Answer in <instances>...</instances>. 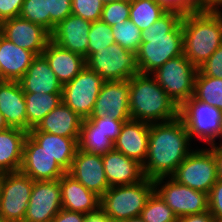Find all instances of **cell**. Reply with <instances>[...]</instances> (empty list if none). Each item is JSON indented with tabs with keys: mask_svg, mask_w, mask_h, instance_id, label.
Segmentation results:
<instances>
[{
	"mask_svg": "<svg viewBox=\"0 0 222 222\" xmlns=\"http://www.w3.org/2000/svg\"><path fill=\"white\" fill-rule=\"evenodd\" d=\"M41 55L62 86L74 79L86 67V59L83 56L59 46L51 39Z\"/></svg>",
	"mask_w": 222,
	"mask_h": 222,
	"instance_id": "cell-22",
	"label": "cell"
},
{
	"mask_svg": "<svg viewBox=\"0 0 222 222\" xmlns=\"http://www.w3.org/2000/svg\"><path fill=\"white\" fill-rule=\"evenodd\" d=\"M115 43L136 53L142 43L141 30L130 20L111 26Z\"/></svg>",
	"mask_w": 222,
	"mask_h": 222,
	"instance_id": "cell-34",
	"label": "cell"
},
{
	"mask_svg": "<svg viewBox=\"0 0 222 222\" xmlns=\"http://www.w3.org/2000/svg\"><path fill=\"white\" fill-rule=\"evenodd\" d=\"M178 183L209 194L219 179L211 148L192 150L171 176Z\"/></svg>",
	"mask_w": 222,
	"mask_h": 222,
	"instance_id": "cell-8",
	"label": "cell"
},
{
	"mask_svg": "<svg viewBox=\"0 0 222 222\" xmlns=\"http://www.w3.org/2000/svg\"><path fill=\"white\" fill-rule=\"evenodd\" d=\"M182 18L180 13L166 12L141 31L142 43L136 52L141 74H152L171 58L183 54Z\"/></svg>",
	"mask_w": 222,
	"mask_h": 222,
	"instance_id": "cell-2",
	"label": "cell"
},
{
	"mask_svg": "<svg viewBox=\"0 0 222 222\" xmlns=\"http://www.w3.org/2000/svg\"><path fill=\"white\" fill-rule=\"evenodd\" d=\"M166 12L180 13L182 16L201 12L202 0H155Z\"/></svg>",
	"mask_w": 222,
	"mask_h": 222,
	"instance_id": "cell-39",
	"label": "cell"
},
{
	"mask_svg": "<svg viewBox=\"0 0 222 222\" xmlns=\"http://www.w3.org/2000/svg\"><path fill=\"white\" fill-rule=\"evenodd\" d=\"M28 135L54 157L66 172L70 169L80 137H62L41 131H29Z\"/></svg>",
	"mask_w": 222,
	"mask_h": 222,
	"instance_id": "cell-27",
	"label": "cell"
},
{
	"mask_svg": "<svg viewBox=\"0 0 222 222\" xmlns=\"http://www.w3.org/2000/svg\"><path fill=\"white\" fill-rule=\"evenodd\" d=\"M140 217L145 222H177L178 220L173 210L155 191L148 198Z\"/></svg>",
	"mask_w": 222,
	"mask_h": 222,
	"instance_id": "cell-33",
	"label": "cell"
},
{
	"mask_svg": "<svg viewBox=\"0 0 222 222\" xmlns=\"http://www.w3.org/2000/svg\"><path fill=\"white\" fill-rule=\"evenodd\" d=\"M117 1H121V0H102L104 5L108 3H112V2H117Z\"/></svg>",
	"mask_w": 222,
	"mask_h": 222,
	"instance_id": "cell-52",
	"label": "cell"
},
{
	"mask_svg": "<svg viewBox=\"0 0 222 222\" xmlns=\"http://www.w3.org/2000/svg\"><path fill=\"white\" fill-rule=\"evenodd\" d=\"M67 173L99 197L110 188L105 176L102 155L87 153L78 148Z\"/></svg>",
	"mask_w": 222,
	"mask_h": 222,
	"instance_id": "cell-17",
	"label": "cell"
},
{
	"mask_svg": "<svg viewBox=\"0 0 222 222\" xmlns=\"http://www.w3.org/2000/svg\"><path fill=\"white\" fill-rule=\"evenodd\" d=\"M33 184L20 171L0 174V215L7 222H24Z\"/></svg>",
	"mask_w": 222,
	"mask_h": 222,
	"instance_id": "cell-10",
	"label": "cell"
},
{
	"mask_svg": "<svg viewBox=\"0 0 222 222\" xmlns=\"http://www.w3.org/2000/svg\"><path fill=\"white\" fill-rule=\"evenodd\" d=\"M153 192L154 180L147 177L135 184L111 186L100 197V210L113 222L138 217Z\"/></svg>",
	"mask_w": 222,
	"mask_h": 222,
	"instance_id": "cell-5",
	"label": "cell"
},
{
	"mask_svg": "<svg viewBox=\"0 0 222 222\" xmlns=\"http://www.w3.org/2000/svg\"><path fill=\"white\" fill-rule=\"evenodd\" d=\"M103 7L102 0H72V14L90 22L100 20Z\"/></svg>",
	"mask_w": 222,
	"mask_h": 222,
	"instance_id": "cell-38",
	"label": "cell"
},
{
	"mask_svg": "<svg viewBox=\"0 0 222 222\" xmlns=\"http://www.w3.org/2000/svg\"><path fill=\"white\" fill-rule=\"evenodd\" d=\"M0 113L9 127L27 131L26 102L18 81L0 82Z\"/></svg>",
	"mask_w": 222,
	"mask_h": 222,
	"instance_id": "cell-24",
	"label": "cell"
},
{
	"mask_svg": "<svg viewBox=\"0 0 222 222\" xmlns=\"http://www.w3.org/2000/svg\"><path fill=\"white\" fill-rule=\"evenodd\" d=\"M87 214L61 209L50 222H86Z\"/></svg>",
	"mask_w": 222,
	"mask_h": 222,
	"instance_id": "cell-45",
	"label": "cell"
},
{
	"mask_svg": "<svg viewBox=\"0 0 222 222\" xmlns=\"http://www.w3.org/2000/svg\"><path fill=\"white\" fill-rule=\"evenodd\" d=\"M19 171L34 181L59 180L66 173L55 158L29 135L24 142L22 164Z\"/></svg>",
	"mask_w": 222,
	"mask_h": 222,
	"instance_id": "cell-16",
	"label": "cell"
},
{
	"mask_svg": "<svg viewBox=\"0 0 222 222\" xmlns=\"http://www.w3.org/2000/svg\"><path fill=\"white\" fill-rule=\"evenodd\" d=\"M183 53L198 69L222 44L221 10L201 11L183 16Z\"/></svg>",
	"mask_w": 222,
	"mask_h": 222,
	"instance_id": "cell-4",
	"label": "cell"
},
{
	"mask_svg": "<svg viewBox=\"0 0 222 222\" xmlns=\"http://www.w3.org/2000/svg\"><path fill=\"white\" fill-rule=\"evenodd\" d=\"M82 122L83 119L62 102L30 131H41L62 137H80Z\"/></svg>",
	"mask_w": 222,
	"mask_h": 222,
	"instance_id": "cell-26",
	"label": "cell"
},
{
	"mask_svg": "<svg viewBox=\"0 0 222 222\" xmlns=\"http://www.w3.org/2000/svg\"><path fill=\"white\" fill-rule=\"evenodd\" d=\"M27 135V131L15 127L0 131V174L20 170Z\"/></svg>",
	"mask_w": 222,
	"mask_h": 222,
	"instance_id": "cell-28",
	"label": "cell"
},
{
	"mask_svg": "<svg viewBox=\"0 0 222 222\" xmlns=\"http://www.w3.org/2000/svg\"><path fill=\"white\" fill-rule=\"evenodd\" d=\"M214 217L208 211L178 218L177 222H213Z\"/></svg>",
	"mask_w": 222,
	"mask_h": 222,
	"instance_id": "cell-46",
	"label": "cell"
},
{
	"mask_svg": "<svg viewBox=\"0 0 222 222\" xmlns=\"http://www.w3.org/2000/svg\"><path fill=\"white\" fill-rule=\"evenodd\" d=\"M210 148L213 150V154L215 156V160L217 162V174L218 178L222 179V146L215 143L211 145Z\"/></svg>",
	"mask_w": 222,
	"mask_h": 222,
	"instance_id": "cell-47",
	"label": "cell"
},
{
	"mask_svg": "<svg viewBox=\"0 0 222 222\" xmlns=\"http://www.w3.org/2000/svg\"><path fill=\"white\" fill-rule=\"evenodd\" d=\"M184 122L177 118L150 124L147 158L142 165L144 176L155 180L171 177L179 164L193 150Z\"/></svg>",
	"mask_w": 222,
	"mask_h": 222,
	"instance_id": "cell-1",
	"label": "cell"
},
{
	"mask_svg": "<svg viewBox=\"0 0 222 222\" xmlns=\"http://www.w3.org/2000/svg\"><path fill=\"white\" fill-rule=\"evenodd\" d=\"M18 82L24 93L62 94V84L42 55L32 60Z\"/></svg>",
	"mask_w": 222,
	"mask_h": 222,
	"instance_id": "cell-23",
	"label": "cell"
},
{
	"mask_svg": "<svg viewBox=\"0 0 222 222\" xmlns=\"http://www.w3.org/2000/svg\"><path fill=\"white\" fill-rule=\"evenodd\" d=\"M62 208L89 215L100 209V197L67 172L59 179Z\"/></svg>",
	"mask_w": 222,
	"mask_h": 222,
	"instance_id": "cell-21",
	"label": "cell"
},
{
	"mask_svg": "<svg viewBox=\"0 0 222 222\" xmlns=\"http://www.w3.org/2000/svg\"><path fill=\"white\" fill-rule=\"evenodd\" d=\"M198 70L205 76L222 78V44Z\"/></svg>",
	"mask_w": 222,
	"mask_h": 222,
	"instance_id": "cell-42",
	"label": "cell"
},
{
	"mask_svg": "<svg viewBox=\"0 0 222 222\" xmlns=\"http://www.w3.org/2000/svg\"><path fill=\"white\" fill-rule=\"evenodd\" d=\"M78 145L82 151L99 155L114 149V143L88 118L82 122Z\"/></svg>",
	"mask_w": 222,
	"mask_h": 222,
	"instance_id": "cell-30",
	"label": "cell"
},
{
	"mask_svg": "<svg viewBox=\"0 0 222 222\" xmlns=\"http://www.w3.org/2000/svg\"><path fill=\"white\" fill-rule=\"evenodd\" d=\"M50 13V34L55 27L72 14V0H47Z\"/></svg>",
	"mask_w": 222,
	"mask_h": 222,
	"instance_id": "cell-40",
	"label": "cell"
},
{
	"mask_svg": "<svg viewBox=\"0 0 222 222\" xmlns=\"http://www.w3.org/2000/svg\"><path fill=\"white\" fill-rule=\"evenodd\" d=\"M0 222H7V221L0 215Z\"/></svg>",
	"mask_w": 222,
	"mask_h": 222,
	"instance_id": "cell-54",
	"label": "cell"
},
{
	"mask_svg": "<svg viewBox=\"0 0 222 222\" xmlns=\"http://www.w3.org/2000/svg\"><path fill=\"white\" fill-rule=\"evenodd\" d=\"M24 0H0V23L20 15Z\"/></svg>",
	"mask_w": 222,
	"mask_h": 222,
	"instance_id": "cell-44",
	"label": "cell"
},
{
	"mask_svg": "<svg viewBox=\"0 0 222 222\" xmlns=\"http://www.w3.org/2000/svg\"><path fill=\"white\" fill-rule=\"evenodd\" d=\"M91 24L92 22L71 14L55 27L51 40L87 60Z\"/></svg>",
	"mask_w": 222,
	"mask_h": 222,
	"instance_id": "cell-19",
	"label": "cell"
},
{
	"mask_svg": "<svg viewBox=\"0 0 222 222\" xmlns=\"http://www.w3.org/2000/svg\"><path fill=\"white\" fill-rule=\"evenodd\" d=\"M131 120L159 123L179 116V107L151 74H136L129 79Z\"/></svg>",
	"mask_w": 222,
	"mask_h": 222,
	"instance_id": "cell-3",
	"label": "cell"
},
{
	"mask_svg": "<svg viewBox=\"0 0 222 222\" xmlns=\"http://www.w3.org/2000/svg\"><path fill=\"white\" fill-rule=\"evenodd\" d=\"M165 13L166 11L155 0L130 1L129 20L141 31L148 29Z\"/></svg>",
	"mask_w": 222,
	"mask_h": 222,
	"instance_id": "cell-31",
	"label": "cell"
},
{
	"mask_svg": "<svg viewBox=\"0 0 222 222\" xmlns=\"http://www.w3.org/2000/svg\"><path fill=\"white\" fill-rule=\"evenodd\" d=\"M88 37L87 59L94 52H99L115 43L111 26L101 20L92 22Z\"/></svg>",
	"mask_w": 222,
	"mask_h": 222,
	"instance_id": "cell-35",
	"label": "cell"
},
{
	"mask_svg": "<svg viewBox=\"0 0 222 222\" xmlns=\"http://www.w3.org/2000/svg\"><path fill=\"white\" fill-rule=\"evenodd\" d=\"M27 132L35 128L54 108L62 103V94L24 93Z\"/></svg>",
	"mask_w": 222,
	"mask_h": 222,
	"instance_id": "cell-29",
	"label": "cell"
},
{
	"mask_svg": "<svg viewBox=\"0 0 222 222\" xmlns=\"http://www.w3.org/2000/svg\"><path fill=\"white\" fill-rule=\"evenodd\" d=\"M19 16L41 25L50 33V13H48L47 0H24Z\"/></svg>",
	"mask_w": 222,
	"mask_h": 222,
	"instance_id": "cell-36",
	"label": "cell"
},
{
	"mask_svg": "<svg viewBox=\"0 0 222 222\" xmlns=\"http://www.w3.org/2000/svg\"><path fill=\"white\" fill-rule=\"evenodd\" d=\"M61 209L59 180L34 181L24 222H50Z\"/></svg>",
	"mask_w": 222,
	"mask_h": 222,
	"instance_id": "cell-13",
	"label": "cell"
},
{
	"mask_svg": "<svg viewBox=\"0 0 222 222\" xmlns=\"http://www.w3.org/2000/svg\"><path fill=\"white\" fill-rule=\"evenodd\" d=\"M209 212L213 217L222 218V179H218L209 194Z\"/></svg>",
	"mask_w": 222,
	"mask_h": 222,
	"instance_id": "cell-43",
	"label": "cell"
},
{
	"mask_svg": "<svg viewBox=\"0 0 222 222\" xmlns=\"http://www.w3.org/2000/svg\"><path fill=\"white\" fill-rule=\"evenodd\" d=\"M36 55L22 49L0 33V79L19 81Z\"/></svg>",
	"mask_w": 222,
	"mask_h": 222,
	"instance_id": "cell-25",
	"label": "cell"
},
{
	"mask_svg": "<svg viewBox=\"0 0 222 222\" xmlns=\"http://www.w3.org/2000/svg\"><path fill=\"white\" fill-rule=\"evenodd\" d=\"M86 222H113L100 209L97 212L87 215Z\"/></svg>",
	"mask_w": 222,
	"mask_h": 222,
	"instance_id": "cell-48",
	"label": "cell"
},
{
	"mask_svg": "<svg viewBox=\"0 0 222 222\" xmlns=\"http://www.w3.org/2000/svg\"><path fill=\"white\" fill-rule=\"evenodd\" d=\"M88 119H90L97 126V130L105 134V136L108 137L113 143L117 139L122 125L124 122H126L110 116Z\"/></svg>",
	"mask_w": 222,
	"mask_h": 222,
	"instance_id": "cell-41",
	"label": "cell"
},
{
	"mask_svg": "<svg viewBox=\"0 0 222 222\" xmlns=\"http://www.w3.org/2000/svg\"><path fill=\"white\" fill-rule=\"evenodd\" d=\"M102 162L110 187L135 184L145 178L142 164L114 149L102 155Z\"/></svg>",
	"mask_w": 222,
	"mask_h": 222,
	"instance_id": "cell-20",
	"label": "cell"
},
{
	"mask_svg": "<svg viewBox=\"0 0 222 222\" xmlns=\"http://www.w3.org/2000/svg\"><path fill=\"white\" fill-rule=\"evenodd\" d=\"M119 222H145V221L140 216H138V217L128 218L126 220H122Z\"/></svg>",
	"mask_w": 222,
	"mask_h": 222,
	"instance_id": "cell-51",
	"label": "cell"
},
{
	"mask_svg": "<svg viewBox=\"0 0 222 222\" xmlns=\"http://www.w3.org/2000/svg\"><path fill=\"white\" fill-rule=\"evenodd\" d=\"M213 222H222V218L214 217Z\"/></svg>",
	"mask_w": 222,
	"mask_h": 222,
	"instance_id": "cell-53",
	"label": "cell"
},
{
	"mask_svg": "<svg viewBox=\"0 0 222 222\" xmlns=\"http://www.w3.org/2000/svg\"><path fill=\"white\" fill-rule=\"evenodd\" d=\"M150 123L129 120L124 122L114 141V150L144 164L148 154Z\"/></svg>",
	"mask_w": 222,
	"mask_h": 222,
	"instance_id": "cell-18",
	"label": "cell"
},
{
	"mask_svg": "<svg viewBox=\"0 0 222 222\" xmlns=\"http://www.w3.org/2000/svg\"><path fill=\"white\" fill-rule=\"evenodd\" d=\"M104 79L87 66L70 82L63 85L62 102L83 120L91 116Z\"/></svg>",
	"mask_w": 222,
	"mask_h": 222,
	"instance_id": "cell-12",
	"label": "cell"
},
{
	"mask_svg": "<svg viewBox=\"0 0 222 222\" xmlns=\"http://www.w3.org/2000/svg\"><path fill=\"white\" fill-rule=\"evenodd\" d=\"M179 117L190 139L197 137L208 145H214L216 138L222 137V110L194 96L179 107Z\"/></svg>",
	"mask_w": 222,
	"mask_h": 222,
	"instance_id": "cell-6",
	"label": "cell"
},
{
	"mask_svg": "<svg viewBox=\"0 0 222 222\" xmlns=\"http://www.w3.org/2000/svg\"><path fill=\"white\" fill-rule=\"evenodd\" d=\"M198 69L184 56L171 58L151 75L174 103L180 107L194 96Z\"/></svg>",
	"mask_w": 222,
	"mask_h": 222,
	"instance_id": "cell-7",
	"label": "cell"
},
{
	"mask_svg": "<svg viewBox=\"0 0 222 222\" xmlns=\"http://www.w3.org/2000/svg\"><path fill=\"white\" fill-rule=\"evenodd\" d=\"M86 66L105 81H124L140 74L136 53L124 49L117 43L94 52L86 60Z\"/></svg>",
	"mask_w": 222,
	"mask_h": 222,
	"instance_id": "cell-9",
	"label": "cell"
},
{
	"mask_svg": "<svg viewBox=\"0 0 222 222\" xmlns=\"http://www.w3.org/2000/svg\"><path fill=\"white\" fill-rule=\"evenodd\" d=\"M194 97L222 110V78L205 76L198 70L195 76Z\"/></svg>",
	"mask_w": 222,
	"mask_h": 222,
	"instance_id": "cell-32",
	"label": "cell"
},
{
	"mask_svg": "<svg viewBox=\"0 0 222 222\" xmlns=\"http://www.w3.org/2000/svg\"><path fill=\"white\" fill-rule=\"evenodd\" d=\"M154 180V191L173 210L177 218L209 210L208 194L178 183L172 177ZM163 183V185H162Z\"/></svg>",
	"mask_w": 222,
	"mask_h": 222,
	"instance_id": "cell-11",
	"label": "cell"
},
{
	"mask_svg": "<svg viewBox=\"0 0 222 222\" xmlns=\"http://www.w3.org/2000/svg\"><path fill=\"white\" fill-rule=\"evenodd\" d=\"M222 0H202V11L220 10Z\"/></svg>",
	"mask_w": 222,
	"mask_h": 222,
	"instance_id": "cell-49",
	"label": "cell"
},
{
	"mask_svg": "<svg viewBox=\"0 0 222 222\" xmlns=\"http://www.w3.org/2000/svg\"><path fill=\"white\" fill-rule=\"evenodd\" d=\"M0 33L16 46L31 51L36 56L43 53L51 39V34L41 25L20 16L2 21Z\"/></svg>",
	"mask_w": 222,
	"mask_h": 222,
	"instance_id": "cell-14",
	"label": "cell"
},
{
	"mask_svg": "<svg viewBox=\"0 0 222 222\" xmlns=\"http://www.w3.org/2000/svg\"><path fill=\"white\" fill-rule=\"evenodd\" d=\"M8 128L9 126L6 123L4 116L0 113V131H4Z\"/></svg>",
	"mask_w": 222,
	"mask_h": 222,
	"instance_id": "cell-50",
	"label": "cell"
},
{
	"mask_svg": "<svg viewBox=\"0 0 222 222\" xmlns=\"http://www.w3.org/2000/svg\"><path fill=\"white\" fill-rule=\"evenodd\" d=\"M129 80L104 81L89 118L110 116L122 121L131 120Z\"/></svg>",
	"mask_w": 222,
	"mask_h": 222,
	"instance_id": "cell-15",
	"label": "cell"
},
{
	"mask_svg": "<svg viewBox=\"0 0 222 222\" xmlns=\"http://www.w3.org/2000/svg\"><path fill=\"white\" fill-rule=\"evenodd\" d=\"M130 16V1L121 0L105 4L102 10L100 20L107 23L109 26L123 23L129 20Z\"/></svg>",
	"mask_w": 222,
	"mask_h": 222,
	"instance_id": "cell-37",
	"label": "cell"
}]
</instances>
